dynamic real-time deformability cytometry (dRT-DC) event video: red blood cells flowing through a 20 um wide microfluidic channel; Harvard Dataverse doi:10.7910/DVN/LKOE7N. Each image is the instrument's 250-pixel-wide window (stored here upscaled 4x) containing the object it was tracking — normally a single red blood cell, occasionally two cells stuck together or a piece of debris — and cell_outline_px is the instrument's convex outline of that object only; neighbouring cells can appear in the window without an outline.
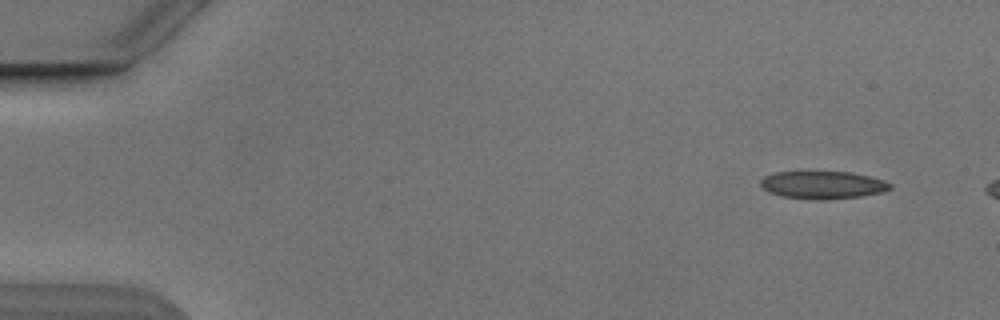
{"species": "Egyptian fruit bat (a non-hibernating species)", "species_latin": "Rousettus aegyptiacus", "temperature_condition": "cold", "stored_images_in_passage": 5, "segment_of_instrument_passage": [2, 2], "camera_frame_rate_fps": 3000, "um_per_image_px": 0.085, "animal": {"sex": "male"}, "frame": {"image": 1, "passage_image": 5, "time_ms": 4.667, "image_size_px": [1000, 320], "cell_outline_px": [[892, 188], [880, 192], [860, 196], [828, 200], [812, 200], [780, 196], [768, 192], [760, 184], [760, 180], [764, 176], [776, 172], [848, 172], [868, 176], [884, 180], [892, 184]], "centroid_in_image_um": [69.9, 15.73], "position_along_channel_um": 15.1, "area_um2": 20.92}}